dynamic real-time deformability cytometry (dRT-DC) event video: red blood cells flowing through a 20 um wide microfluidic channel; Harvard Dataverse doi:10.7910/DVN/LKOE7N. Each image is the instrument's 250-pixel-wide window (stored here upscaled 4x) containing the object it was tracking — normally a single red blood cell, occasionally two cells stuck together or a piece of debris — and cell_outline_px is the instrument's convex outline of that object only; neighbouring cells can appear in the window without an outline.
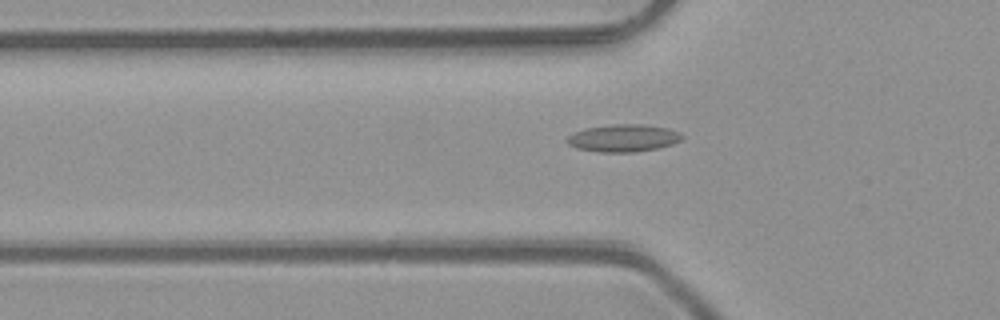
{"species": "common noctule bat (a hibernating species)", "species_latin": "Nyctalus noctula", "temperature_condition": "room temperature", "stored_images_in_passage": 37, "camera_frame_rate_fps": 3000, "um_per_image_px": 0.085, "animal": {"sex": "male", "body_mass_g": 23.1, "forearm_length_mm": 52.7}, "frame": {"image": 1, "passage_image": 4, "time_ms": 1.0, "image_size_px": [1000, 320], "cell_outline_px": [[684, 136], [680, 140], [672, 144], [656, 148], [636, 152], [596, 152], [576, 148], [568, 144], [564, 140], [568, 136], [576, 132], [588, 128], [616, 124], [644, 124], [668, 128], [680, 132]], "centroid_in_image_um": [52.99, 11.74], "position_along_channel_um": 72.8, "area_um2": 18.32}}
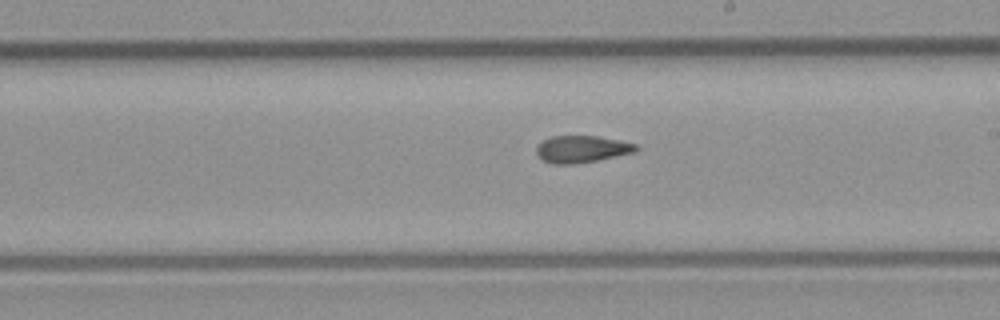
{"frame": {"image": 2, "passage_image": 16, "time_ms": 5.0, "image_size_px": [1000, 320], "cell_outline_px": [[640, 148], [636, 152], [596, 160], [572, 164], [552, 164], [544, 160], [536, 152], [536, 148], [544, 140], [552, 136], [596, 136], [620, 140], [636, 144]], "centroid_in_image_um": [49.49, 12.67], "position_along_channel_um": 239.5, "area_um2": 15.49}}
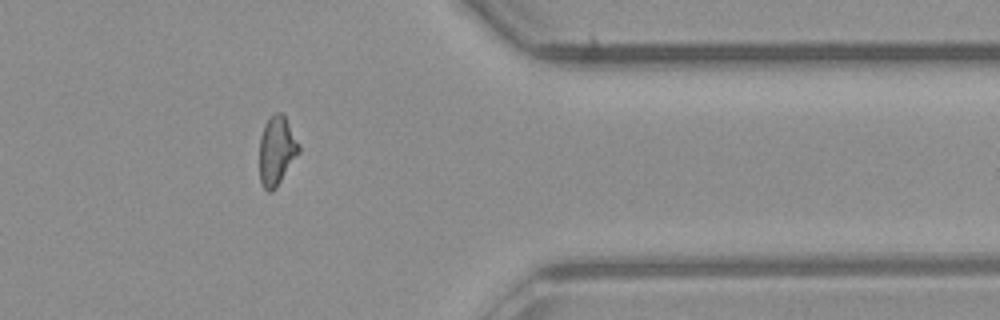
{"frame": {"image": 3, "passage_image": 28, "time_ms": 9.0, "image_size_px": [1000, 320], "cell_outline_px": [[300, 152], [276, 188], [272, 192], [268, 192], [260, 184], [260, 136], [264, 124], [268, 116], [276, 112], [284, 112], [300, 144]], "centroid_in_image_um": [23.53, 12.77], "position_along_channel_um": 387.9, "area_um2": 16.3}, "authors_computed_cell_mechanics": {"area_um2": 15.895, "velocity_mm_per_s": 4.1427, "shape_relaxation_time_tau1_ms": null, "shape_relaxation_time_tau2_ms": 3.1452, "deformation_change_tau1": null, "deformation_change_tau2": 0.1178}}